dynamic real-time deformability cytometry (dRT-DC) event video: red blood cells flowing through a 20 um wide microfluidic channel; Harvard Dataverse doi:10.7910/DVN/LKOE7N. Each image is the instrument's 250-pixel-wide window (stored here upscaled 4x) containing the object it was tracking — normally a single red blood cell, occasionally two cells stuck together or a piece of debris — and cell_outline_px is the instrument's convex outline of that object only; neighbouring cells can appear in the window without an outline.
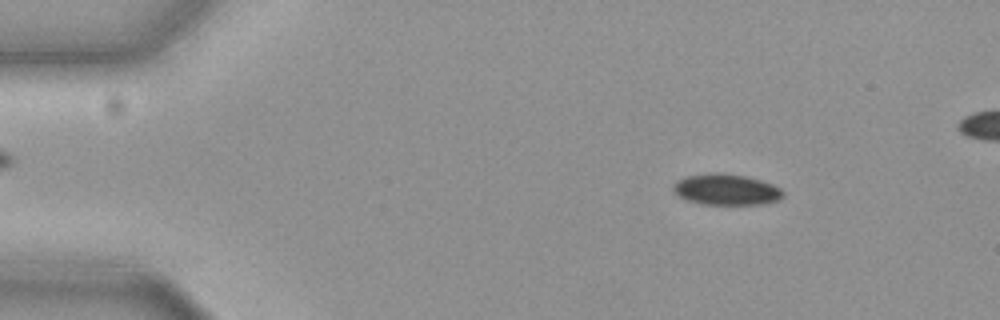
{"species": "common noctule bat (a hibernating species)", "species_latin": "Nyctalus noctula", "temperature_condition": "cold", "stored_images_in_passage": 54, "camera_frame_rate_fps": 3000, "um_per_image_px": 0.085, "animal": {"sex": "female", "body_mass_g": 19.3, "forearm_length_mm": 54.1}, "frame": {"image": 1, "passage_image": 8, "time_ms": 2.333, "image_size_px": [1000, 320], "cell_outline_px": [[784, 196], [780, 200], [764, 204], [700, 204], [684, 200], [672, 188], [676, 180], [684, 176], [712, 172], [720, 172], [744, 176], [760, 180], [772, 184], [780, 188], [784, 192]], "centroid_in_image_um": [61.72, 16.11], "position_along_channel_um": 23.3, "area_um2": 20.06}}
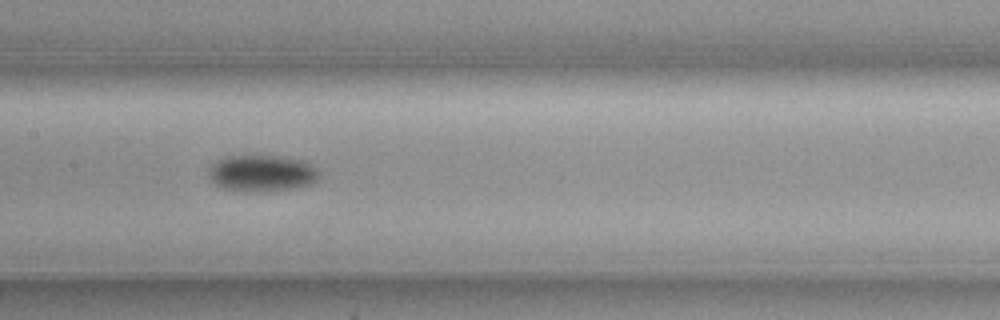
{"frame": {"image": 2, "passage_image": 28, "time_ms": 9.0, "image_size_px": [1000, 320], "cell_outline_px": [[320, 176], [312, 184], [296, 188], [264, 192], [244, 192], [220, 188], [208, 176], [208, 168], [212, 164], [228, 156], [276, 156], [300, 160], [316, 168], [320, 172]], "centroid_in_image_um": [22.25, 14.76], "position_along_channel_um": 185.2, "area_um2": 23.64}}
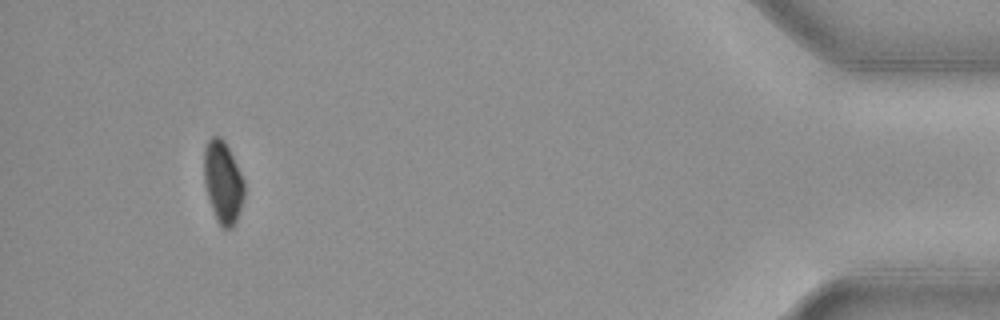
{"frame": {"image": 3, "passage_image": 53, "time_ms": 17.333, "image_size_px": [1000, 320], "cell_outline_px": [[244, 200], [236, 220], [232, 228], [224, 228], [216, 220], [204, 184], [204, 148], [208, 140], [212, 136], [220, 136], [224, 140], [244, 180]], "centroid_in_image_um": [18.94, 15.47], "position_along_channel_um": 416.3, "area_um2": 19.13}}